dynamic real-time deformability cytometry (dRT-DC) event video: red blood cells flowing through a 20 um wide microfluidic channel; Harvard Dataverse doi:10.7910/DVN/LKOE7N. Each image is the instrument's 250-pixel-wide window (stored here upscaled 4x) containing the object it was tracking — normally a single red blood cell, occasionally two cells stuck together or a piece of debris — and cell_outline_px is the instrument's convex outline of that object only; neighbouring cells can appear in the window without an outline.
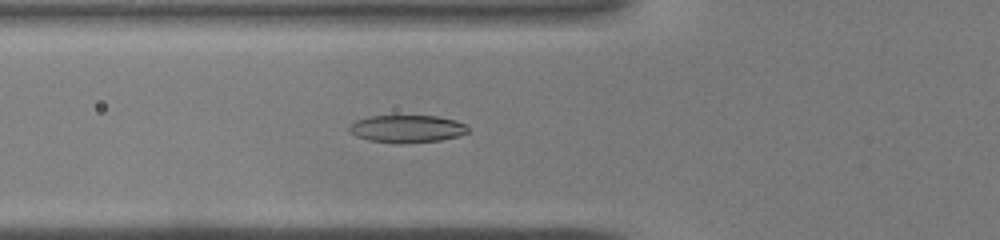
{"species": "common noctule bat (a hibernating species)", "species_latin": "Nyctalus noctula", "temperature_condition": "warm", "stored_images_in_passage": 44, "camera_frame_rate_fps": 3000, "um_per_image_px": 0.085, "animal": {"sex": "male", "body_mass_g": 19.0, "forearm_length_mm": 50.8}, "frame": {"image": 1, "passage_image": 17, "time_ms": 5.333, "image_size_px": [1000, 240], "cell_outline_px": [[468, 132], [460, 136], [440, 140], [400, 144], [396, 144], [368, 140], [356, 136], [348, 132], [348, 128], [356, 120], [372, 116], [436, 116], [456, 120], [464, 124], [468, 128]], "centroid_in_image_um": [34.58, 10.96], "position_along_channel_um": 91.2, "area_um2": 19.13}}
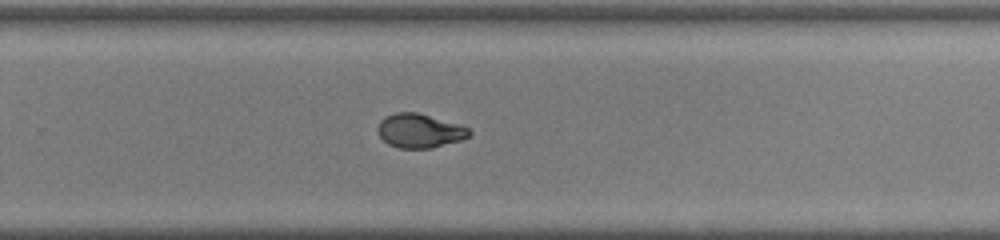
{"frame": {"image": 2, "passage_image": 30, "time_ms": 9.667, "image_size_px": [1000, 240], "cell_outline_px": [[472, 132], [468, 136], [460, 140], [432, 148], [400, 148], [388, 144], [376, 132], [376, 128], [380, 120], [384, 116], [396, 112], [416, 112], [456, 124], [468, 128]], "centroid_in_image_um": [35.6, 11.12], "position_along_channel_um": 294.2, "area_um2": 17.98}}
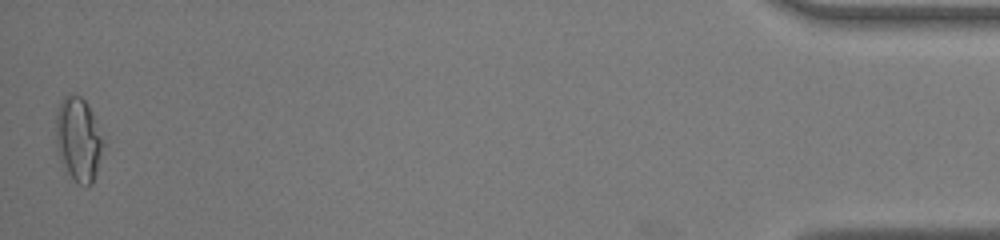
{"frame": {"image": 3, "passage_image": 44, "time_ms": 14.333, "image_size_px": [1000, 240], "cell_outline_px": [[108, 136], [92, 184], [80, 184], [68, 172], [60, 160], [56, 148], [56, 112], [64, 96], [80, 96], [84, 100]], "centroid_in_image_um": [6.73, 11.82], "position_along_channel_um": 428.5, "area_um2": 23.52}}